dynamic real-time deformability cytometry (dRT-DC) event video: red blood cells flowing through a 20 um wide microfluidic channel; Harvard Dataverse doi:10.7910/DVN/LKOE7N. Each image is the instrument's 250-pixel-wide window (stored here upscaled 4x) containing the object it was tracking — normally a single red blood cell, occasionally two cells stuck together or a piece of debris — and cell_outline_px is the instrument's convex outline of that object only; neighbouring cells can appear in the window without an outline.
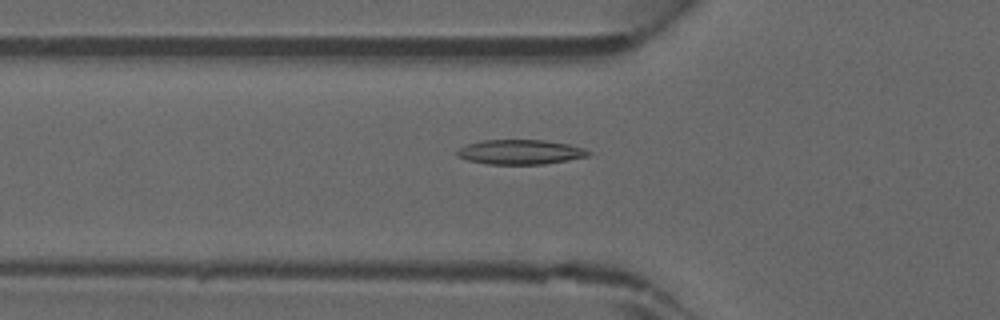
{"species": "common noctule bat (a hibernating species)", "species_latin": "Nyctalus noctula", "temperature_condition": "warm", "stored_images_in_passage": 19, "camera_frame_rate_fps": 3000, "um_per_image_px": 0.085, "animal": {"sex": "male", "forearm_length_mm": 52.5}, "frame": {"image": 1, "passage_image": 10, "time_ms": 3.0, "image_size_px": [1000, 320], "cell_outline_px": [[592, 152], [588, 156], [568, 160], [544, 164], [488, 164], [468, 160], [456, 156], [456, 152], [460, 148], [468, 144], [484, 140], [544, 140], [568, 144], [584, 148]], "centroid_in_image_um": [44.24, 12.92], "position_along_channel_um": 81.6, "area_um2": 18.79}}
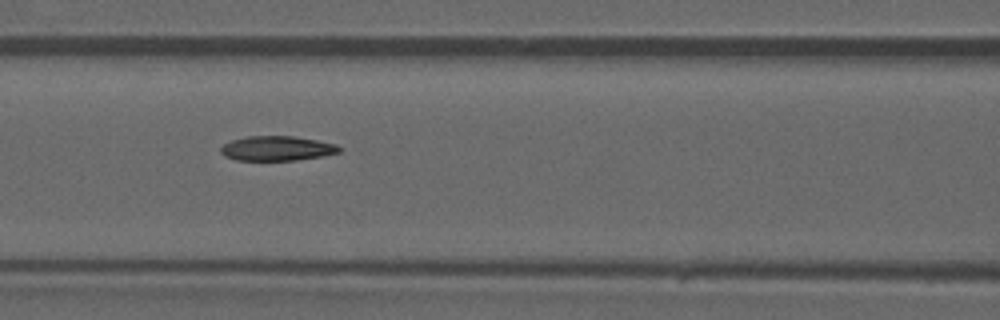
{"frame": {"image": 2, "passage_image": 14, "time_ms": 4.333, "image_size_px": [1000, 320], "cell_outline_px": [[344, 148], [340, 152], [324, 156], [296, 160], [236, 160], [224, 156], [220, 152], [220, 148], [224, 144], [232, 140], [248, 136], [292, 136], [316, 140], [336, 144]], "centroid_in_image_um": [23.57, 12.62], "position_along_channel_um": 143.0, "area_um2": 17.11}}
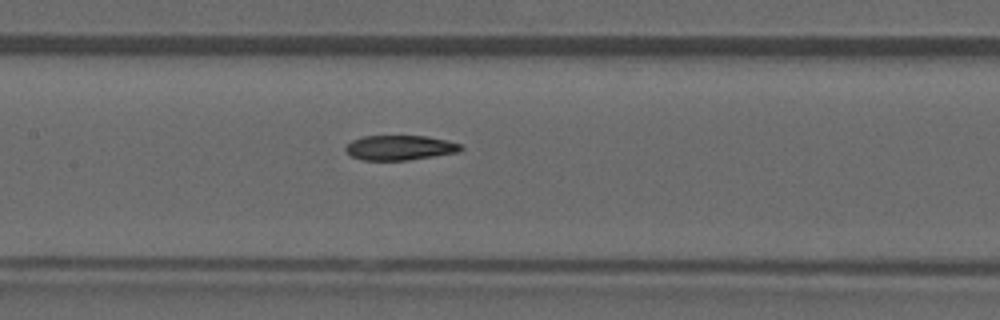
{"frame": {"image": 3, "passage_image": 16, "time_ms": 5.0, "image_size_px": [1000, 320], "cell_outline_px": [[464, 148], [456, 152], [408, 160], [364, 160], [352, 156], [344, 148], [352, 140], [364, 136], [428, 136], [460, 144]], "centroid_in_image_um": [33.97, 12.55], "position_along_channel_um": 173.4, "area_um2": 16.36}}